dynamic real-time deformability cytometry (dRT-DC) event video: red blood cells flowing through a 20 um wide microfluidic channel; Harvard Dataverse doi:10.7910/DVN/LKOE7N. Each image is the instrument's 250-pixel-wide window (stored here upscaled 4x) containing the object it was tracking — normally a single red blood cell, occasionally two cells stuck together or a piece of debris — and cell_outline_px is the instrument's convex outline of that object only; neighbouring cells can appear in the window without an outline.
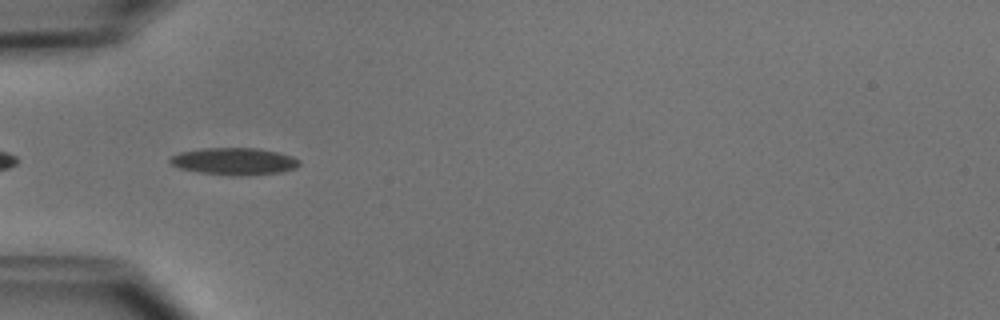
{"species": "common noctule bat (a hibernating species)", "species_latin": "Nyctalus noctula", "temperature_condition": "cold", "stored_images_in_passage": 11, "camera_frame_rate_fps": 3000, "um_per_image_px": 0.085, "animal": {"sex": "male", "body_mass_g": 15.6}, "frame": {"image": 1, "passage_image": 2, "time_ms": 0.333, "image_size_px": [1000, 320], "cell_outline_px": [[300, 164], [296, 168], [280, 172], [240, 176], [232, 176], [200, 172], [180, 168], [172, 164], [168, 160], [172, 156], [180, 152], [204, 148], [256, 148], [276, 152], [292, 156], [300, 160]], "centroid_in_image_um": [19.92, 13.71], "position_along_channel_um": 65.1, "area_um2": 20.29}}
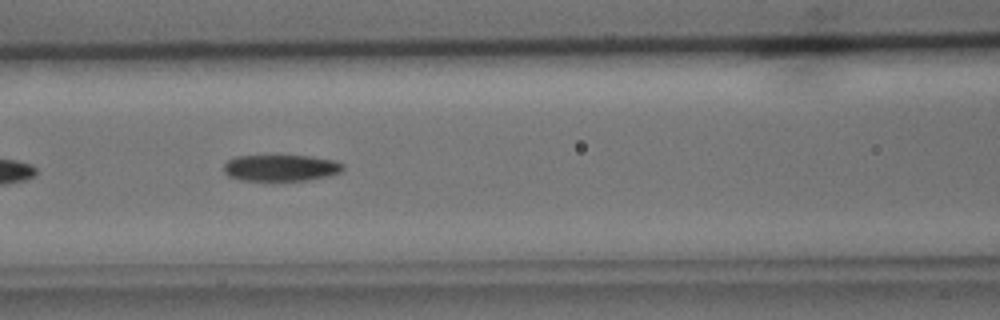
{"frame": {"image": 2, "passage_image": 8, "time_ms": 2.333, "image_size_px": [1000, 320], "cell_outline_px": [[344, 168], [340, 172], [328, 176], [308, 180], [240, 180], [228, 176], [224, 172], [224, 164], [228, 160], [236, 156], [308, 156], [336, 160], [344, 164]], "centroid_in_image_um": [23.88, 14.27], "position_along_channel_um": 142.7, "area_um2": 18.32}}